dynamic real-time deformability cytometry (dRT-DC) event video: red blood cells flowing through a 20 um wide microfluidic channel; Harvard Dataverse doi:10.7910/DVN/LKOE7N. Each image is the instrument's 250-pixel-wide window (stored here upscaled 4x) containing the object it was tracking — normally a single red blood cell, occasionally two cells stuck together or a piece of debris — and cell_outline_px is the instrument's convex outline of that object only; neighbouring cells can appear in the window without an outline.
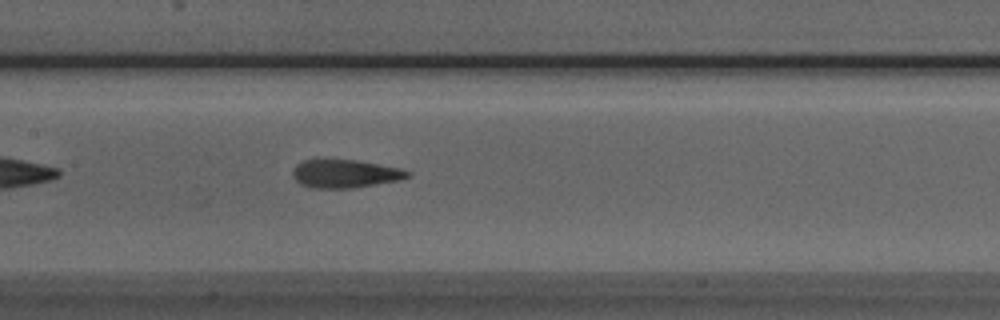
{"species": "Egyptian fruit bat (a non-hibernating species)", "species_latin": "Rousettus aegyptiacus", "temperature_condition": "room temperature", "stored_images_in_passage": 35, "camera_frame_rate_fps": 3000, "um_per_image_px": 0.085, "animal": {"sex": "male"}, "frame": {"image": 1, "passage_image": 9, "time_ms": 2.667, "image_size_px": [1000, 320], "cell_outline_px": [[412, 176], [396, 180], [376, 184], [352, 188], [312, 188], [300, 184], [292, 176], [292, 172], [296, 164], [304, 160], [356, 160], [400, 168], [412, 172]], "centroid_in_image_um": [29.32, 14.77], "position_along_channel_um": 178.1, "area_um2": 18.79}}
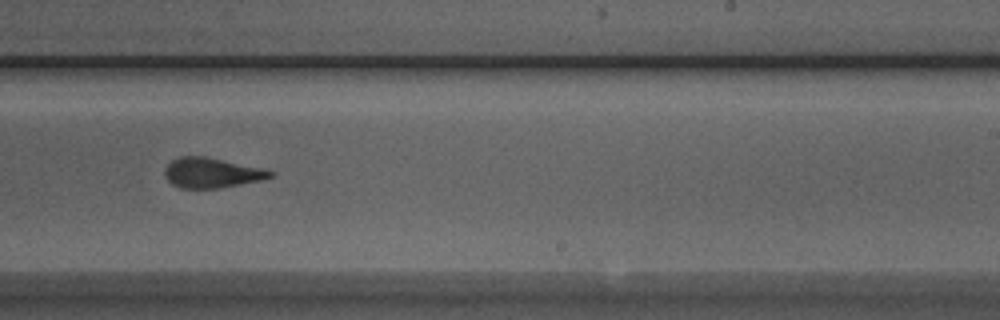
{"frame": {"image": 2, "passage_image": 16, "time_ms": 5.0, "image_size_px": [1000, 320], "cell_outline_px": [[276, 172], [272, 176], [260, 180], [220, 188], [180, 188], [172, 184], [164, 176], [164, 172], [168, 164], [172, 160], [180, 156], [204, 156], [260, 168]], "centroid_in_image_um": [17.95, 14.69], "position_along_channel_um": 271.1, "area_um2": 18.21}}
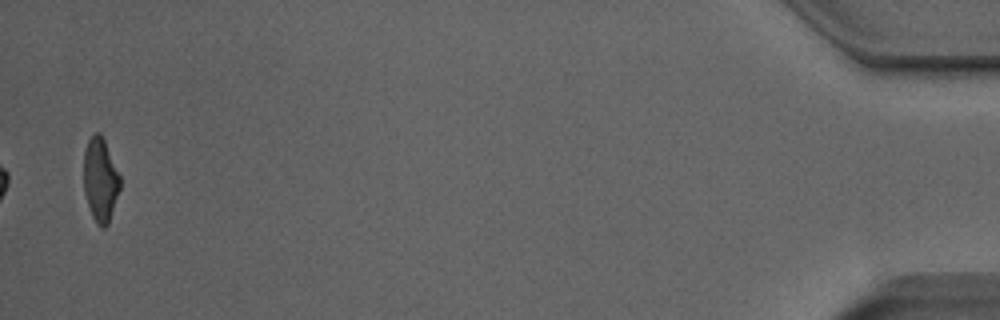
{"frame": {"image": 3, "passage_image": 35, "time_ms": 11.333, "image_size_px": [1000, 320], "cell_outline_px": [[120, 188], [108, 224], [104, 228], [100, 228], [96, 224], [92, 216], [84, 192], [84, 152], [88, 140], [96, 132], [100, 132], [104, 140], [120, 176]], "centroid_in_image_um": [8.52, 15.31], "position_along_channel_um": 426.7, "area_um2": 17.57}}